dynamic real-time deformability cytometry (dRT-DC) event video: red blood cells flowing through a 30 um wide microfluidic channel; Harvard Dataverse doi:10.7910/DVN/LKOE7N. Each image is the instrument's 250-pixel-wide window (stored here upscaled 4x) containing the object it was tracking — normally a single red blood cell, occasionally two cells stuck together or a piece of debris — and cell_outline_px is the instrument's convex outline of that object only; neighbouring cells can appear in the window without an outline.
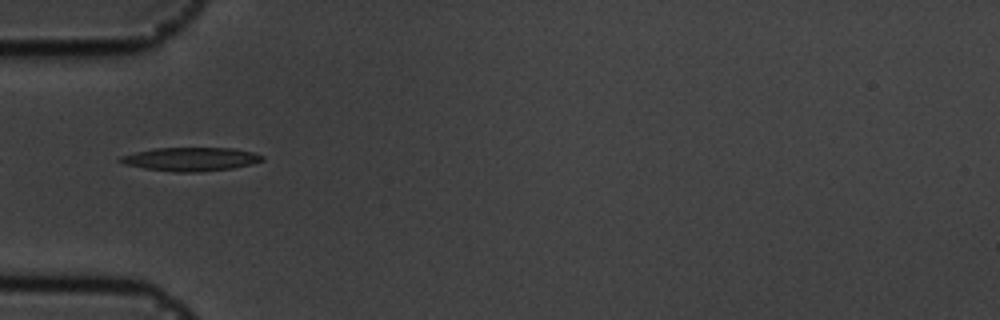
{"species": "common noctule bat (a hibernating species)", "species_latin": "Nyctalus noctula", "temperature_condition": "cold", "stored_images_in_passage": 35, "camera_frame_rate_fps": 3000, "um_per_image_px": 0.085, "animal": {"sex": "male", "body_mass_g": 19.5, "forearm_length_mm": 54.6}, "frame": {"image": 1, "passage_image": 1, "time_ms": 0.0, "image_size_px": [1000, 320], "cell_outline_px": [[264, 160], [252, 164], [232, 168], [196, 172], [176, 172], [144, 168], [124, 164], [116, 160], [120, 156], [136, 152], [156, 148], [232, 148], [252, 152], [264, 156]], "centroid_in_image_um": [16.2, 13.53], "position_along_channel_um": 68.8, "area_um2": 19.42}}
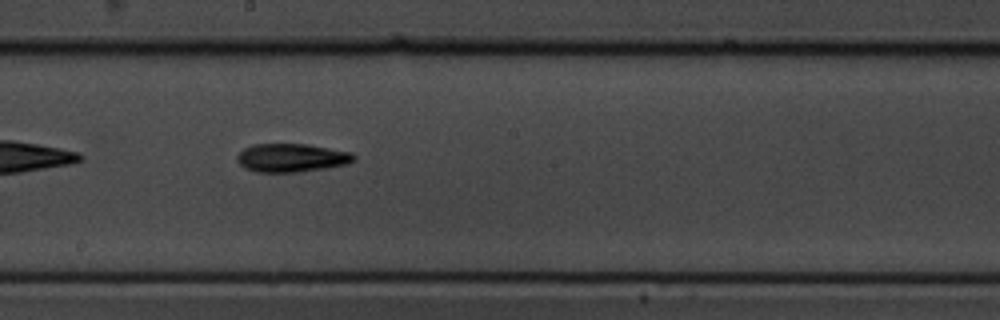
{"frame": {"image": 2, "passage_image": 14, "time_ms": 4.333, "image_size_px": [1000, 320], "cell_outline_px": [[356, 160], [348, 164], [324, 168], [296, 172], [256, 172], [244, 168], [236, 160], [236, 156], [244, 148], [252, 144], [308, 144], [352, 152], [356, 156]], "centroid_in_image_um": [24.78, 13.41], "position_along_channel_um": 223.4, "area_um2": 19.48}}
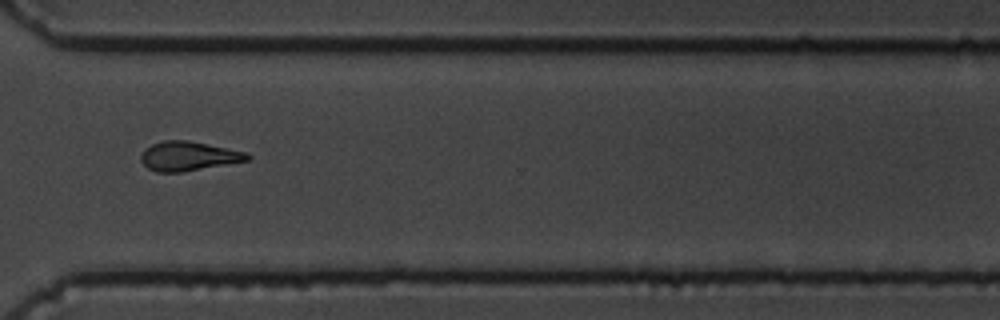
{"frame": {"image": 3, "passage_image": 25, "time_ms": 8.0, "image_size_px": [1000, 320], "cell_outline_px": [[252, 156], [248, 160], [180, 172], [156, 172], [148, 168], [140, 160], [140, 156], [152, 144], [164, 140], [188, 140], [248, 152]], "centroid_in_image_um": [16.03, 13.26], "position_along_channel_um": 354.6, "area_um2": 17.92}, "authors_computed_cell_mechanics": {"area_um2": 18.1492, "velocity_mm_per_s": 3.5748, "shape_relaxation_time_tau1_ms": 5.1583, "shape_relaxation_time_tau2_ms": null, "deformation_change_tau1": 0.1535, "deformation_change_tau2": null}}